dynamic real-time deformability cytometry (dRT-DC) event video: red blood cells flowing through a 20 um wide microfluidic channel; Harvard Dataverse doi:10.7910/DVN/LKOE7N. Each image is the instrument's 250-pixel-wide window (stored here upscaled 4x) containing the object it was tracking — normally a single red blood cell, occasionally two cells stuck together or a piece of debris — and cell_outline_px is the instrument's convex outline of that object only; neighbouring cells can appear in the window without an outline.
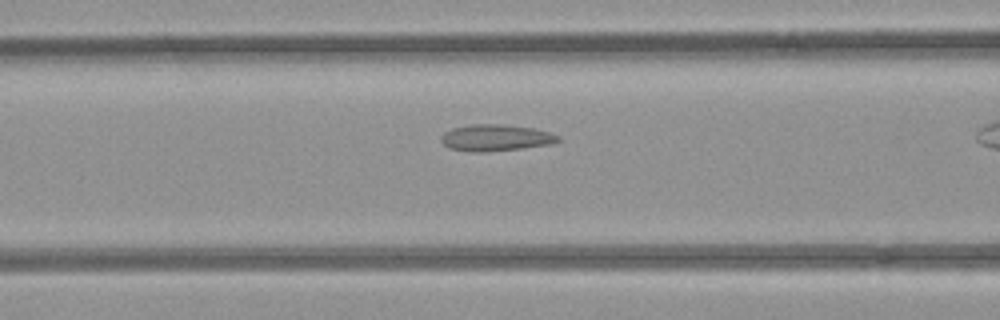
{"species": "common noctule bat (a hibernating species)", "species_latin": "Nyctalus noctula", "temperature_condition": "room temperature", "stored_images_in_passage": 34, "camera_frame_rate_fps": 3000, "um_per_image_px": 0.085, "animal": {"sex": "female", "body_mass_g": 21.9}, "frame": {"image": 1, "passage_image": 14, "time_ms": 4.333, "image_size_px": [1000, 320], "cell_outline_px": [[560, 140], [548, 144], [520, 148], [484, 152], [472, 152], [448, 148], [440, 140], [440, 136], [444, 132], [452, 128], [472, 124], [504, 124], [532, 128], [548, 132], [560, 136]], "centroid_in_image_um": [42.07, 11.7], "position_along_channel_um": 124.5, "area_um2": 17.98}}
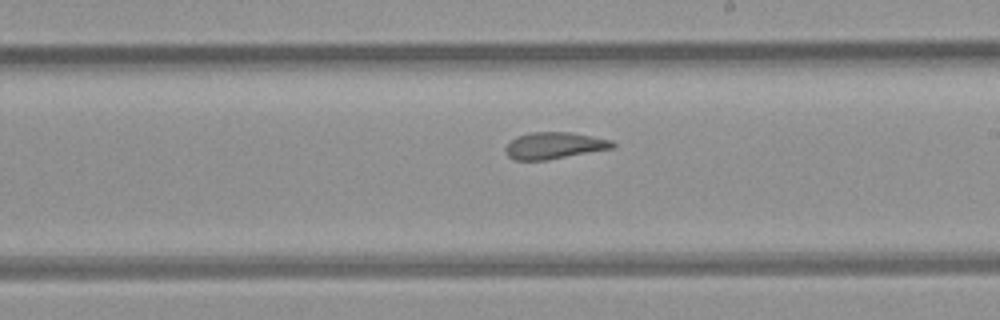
{"frame": {"image": 2, "passage_image": 23, "time_ms": 7.333, "image_size_px": [1000, 320], "cell_outline_px": [[616, 144], [612, 148], [548, 160], [516, 160], [508, 156], [504, 148], [516, 136], [532, 132], [572, 132], [612, 140]], "centroid_in_image_um": [47.11, 12.37], "position_along_channel_um": 241.9, "area_um2": 16.59}}
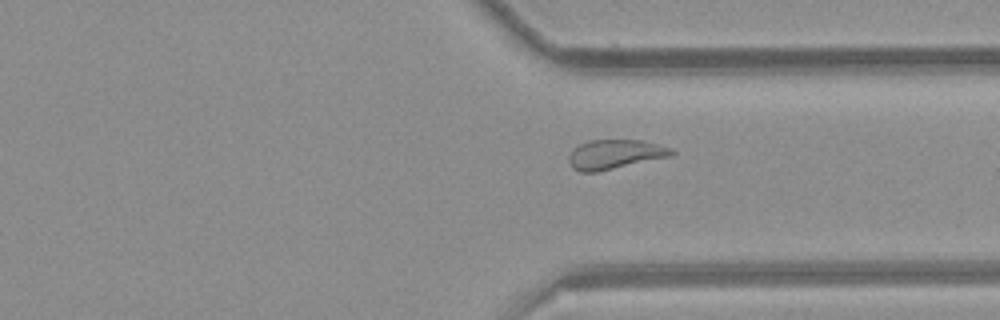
{"frame": {"image": 3, "passage_image": 32, "time_ms": 10.333, "image_size_px": [1000, 320], "cell_outline_px": [[676, 152], [672, 156], [596, 172], [580, 172], [572, 168], [568, 160], [568, 156], [580, 144], [588, 140], [640, 140], [672, 148]], "centroid_in_image_um": [52.28, 13.12], "position_along_channel_um": 359.1, "area_um2": 17.51}}